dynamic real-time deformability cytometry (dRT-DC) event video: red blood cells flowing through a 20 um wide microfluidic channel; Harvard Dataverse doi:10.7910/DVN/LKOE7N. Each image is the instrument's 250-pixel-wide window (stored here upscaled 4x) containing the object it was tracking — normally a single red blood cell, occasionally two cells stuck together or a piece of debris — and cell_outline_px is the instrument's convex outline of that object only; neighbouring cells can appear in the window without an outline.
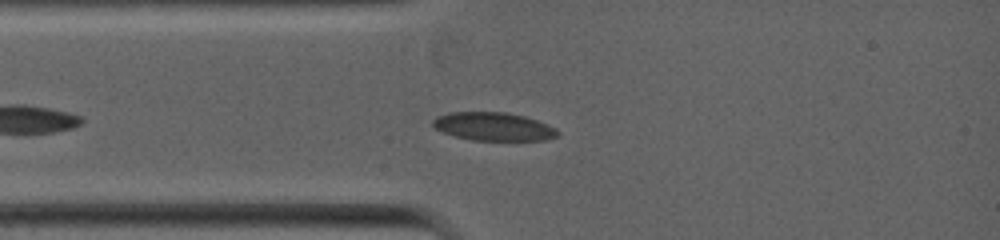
{"species": "common noctule bat (a hibernating species)", "species_latin": "Nyctalus noctula", "temperature_condition": "warm", "stored_images_in_passage": 28, "camera_frame_rate_fps": 5000, "um_per_image_px": 0.085, "animal": {"sex": "female", "body_mass_g": 19.0, "forearm_length_mm": 53.3}, "frame": {"image": 1, "passage_image": 2, "time_ms": 0.2, "image_size_px": [1000, 240], "cell_outline_px": [[560, 132], [556, 136], [544, 140], [472, 140], [456, 136], [444, 132], [436, 128], [432, 124], [432, 120], [436, 116], [448, 112], [508, 112], [524, 116], [548, 124], [556, 128]], "centroid_in_image_um": [41.95, 10.74], "position_along_channel_um": 43.1, "area_um2": 20.52}}
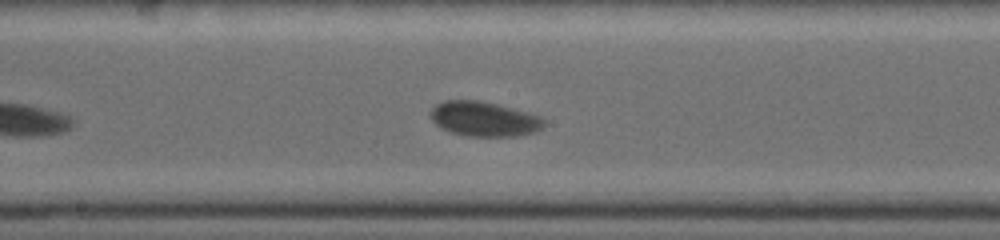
{"frame": {"image": 2, "passage_image": 13, "time_ms": 3.6, "image_size_px": [1000, 240], "cell_outline_px": [[544, 128], [536, 132], [516, 136], [468, 136], [452, 132], [440, 128], [432, 120], [428, 112], [436, 104], [444, 100], [480, 100], [512, 108], [540, 116], [544, 120]], "centroid_in_image_um": [41.13, 10.11], "position_along_channel_um": 207.1, "area_um2": 23.06}}
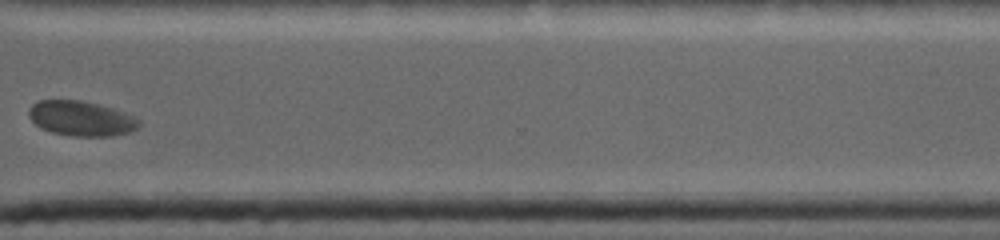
{"frame": {"image": 3, "passage_image": 21, "time_ms": 6.8, "image_size_px": [1000, 240], "cell_outline_px": [[140, 124], [136, 128], [128, 132], [108, 136], [72, 136], [52, 132], [36, 124], [28, 116], [28, 108], [36, 100], [80, 100], [100, 104], [136, 116], [140, 120]], "centroid_in_image_um": [6.89, 10.05], "position_along_channel_um": 363.7, "area_um2": 22.43}}